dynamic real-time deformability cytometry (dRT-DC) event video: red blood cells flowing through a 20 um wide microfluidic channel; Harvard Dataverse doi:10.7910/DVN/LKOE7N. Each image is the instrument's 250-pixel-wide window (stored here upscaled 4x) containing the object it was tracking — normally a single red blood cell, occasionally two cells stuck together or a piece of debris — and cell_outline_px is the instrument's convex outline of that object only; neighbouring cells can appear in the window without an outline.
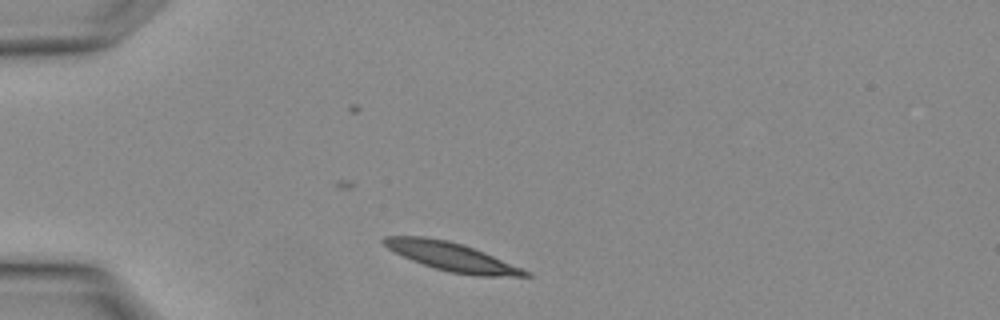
{"species": "Egyptian fruit bat (a non-hibernating species)", "species_latin": "Rousettus aegyptiacus", "temperature_condition": "warm", "stored_images_in_passage": 1, "camera_frame_rate_fps": 3000, "um_per_image_px": 0.085, "animal": {"sex": "female"}, "frame": {"image": 1, "passage_image": 1, "time_ms": 0.0, "image_size_px": [1000, 320], "cell_outline_px": [[532, 276], [476, 276], [452, 272], [436, 268], [412, 260], [388, 248], [380, 240], [384, 236], [424, 236], [448, 240], [484, 252], [532, 272]], "centroid_in_image_um": [38.41, 21.81], "position_along_channel_um": 46.6, "area_um2": 23.12}}